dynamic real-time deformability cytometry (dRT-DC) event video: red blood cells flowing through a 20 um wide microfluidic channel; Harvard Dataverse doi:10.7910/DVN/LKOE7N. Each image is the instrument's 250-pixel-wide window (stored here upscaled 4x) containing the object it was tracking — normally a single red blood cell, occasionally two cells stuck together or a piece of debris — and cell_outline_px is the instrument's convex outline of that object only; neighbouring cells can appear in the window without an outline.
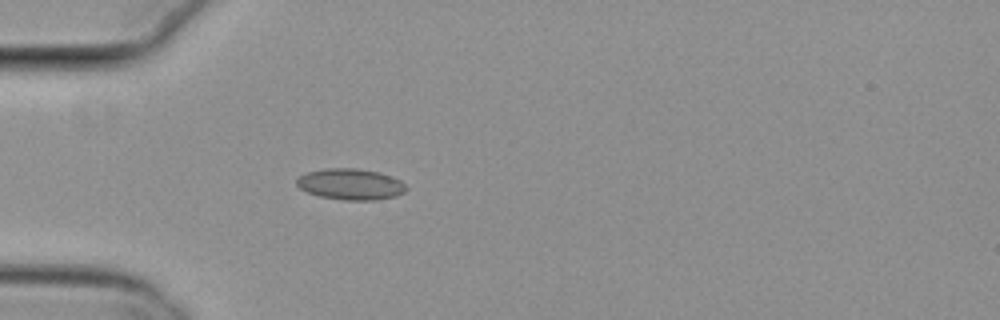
{"species": "common noctule bat (a hibernating species)", "species_latin": "Nyctalus noctula", "temperature_condition": "cold", "stored_images_in_passage": 3, "camera_frame_rate_fps": 3000, "um_per_image_px": 0.085, "animal": {"sex": "female", "body_mass_g": 29.2, "forearm_length_mm": 56.3}, "frame": {"image": 1, "passage_image": 3, "time_ms": 0.667, "image_size_px": [1000, 320], "cell_outline_px": [[408, 188], [404, 192], [396, 196], [376, 200], [344, 200], [320, 196], [308, 192], [300, 188], [296, 184], [296, 180], [300, 176], [308, 172], [324, 168], [356, 168], [380, 172], [392, 176], [400, 180]], "centroid_in_image_um": [29.82, 15.65], "position_along_channel_um": 55.2, "area_um2": 19.88}}